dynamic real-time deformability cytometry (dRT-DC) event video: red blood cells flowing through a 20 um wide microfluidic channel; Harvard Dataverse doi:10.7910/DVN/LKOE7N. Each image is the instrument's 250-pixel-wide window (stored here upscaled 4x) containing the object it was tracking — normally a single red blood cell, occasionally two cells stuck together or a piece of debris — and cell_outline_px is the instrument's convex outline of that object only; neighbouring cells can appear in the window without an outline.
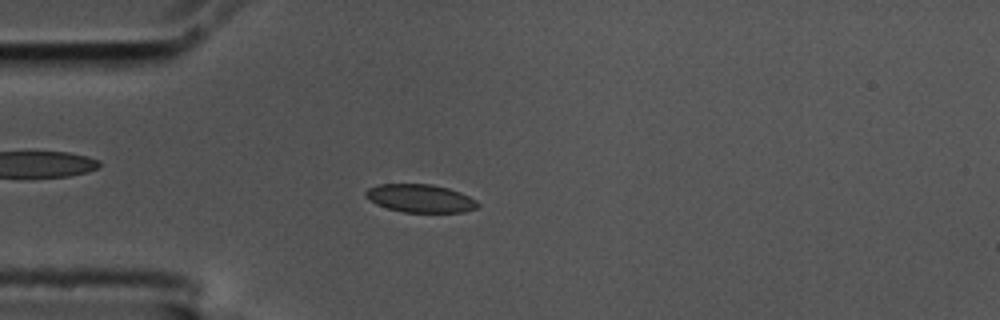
{"species": "common noctule bat (a hibernating species)", "species_latin": "Nyctalus noctula", "temperature_condition": "cold", "stored_images_in_passage": 56, "camera_frame_rate_fps": 3000, "um_per_image_px": 0.085, "animal": {"sex": "male", "body_mass_g": 17.5, "forearm_length_mm": 52.3}, "frame": {"image": 1, "passage_image": 15, "time_ms": 4.667, "image_size_px": [1000, 320], "cell_outline_px": [[480, 204], [476, 208], [464, 212], [404, 212], [388, 208], [376, 204], [368, 200], [364, 196], [364, 192], [368, 188], [380, 184], [432, 184], [448, 188], [460, 192], [476, 200]], "centroid_in_image_um": [35.7, 16.85], "position_along_channel_um": 49.3, "area_um2": 18.38}}
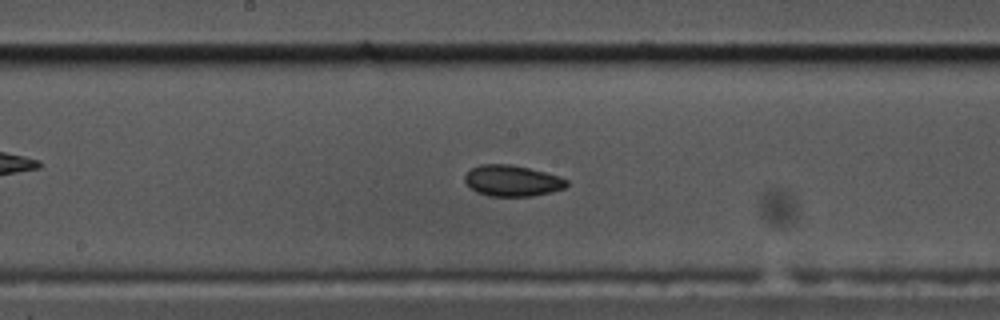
{"frame": {"image": 2, "passage_image": 29, "time_ms": 9.333, "image_size_px": [1000, 320], "cell_outline_px": [[568, 184], [564, 188], [552, 192], [532, 196], [488, 196], [476, 192], [464, 180], [464, 176], [472, 168], [480, 164], [512, 164], [560, 176], [568, 180]], "centroid_in_image_um": [43.55, 15.36], "position_along_channel_um": 204.7, "area_um2": 18.44}}
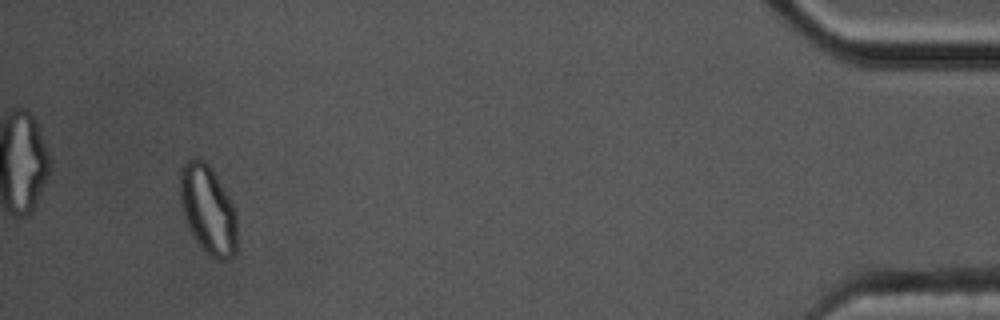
{"frame": {"image": 3, "passage_image": 53, "time_ms": 17.333, "image_size_px": [1000, 320], "cell_outline_px": [[236, 252], [228, 260], [216, 260], [196, 240], [184, 216], [180, 200], [180, 168], [192, 156], [204, 160], [208, 164], [216, 176], [232, 204], [236, 216]], "centroid_in_image_um": [17.67, 17.79], "position_along_channel_um": 417.5, "area_um2": 28.96}, "authors_computed_cell_mechanics": {"area_um2": 18.6694, "velocity_mm_per_s": 3.5688, "shape_relaxation_time_tau1_ms": 8.1625, "shape_relaxation_time_tau2_ms": 9.8642, "deformation_change_tau1": 0.1086, "deformation_change_tau2": 0.0891}}